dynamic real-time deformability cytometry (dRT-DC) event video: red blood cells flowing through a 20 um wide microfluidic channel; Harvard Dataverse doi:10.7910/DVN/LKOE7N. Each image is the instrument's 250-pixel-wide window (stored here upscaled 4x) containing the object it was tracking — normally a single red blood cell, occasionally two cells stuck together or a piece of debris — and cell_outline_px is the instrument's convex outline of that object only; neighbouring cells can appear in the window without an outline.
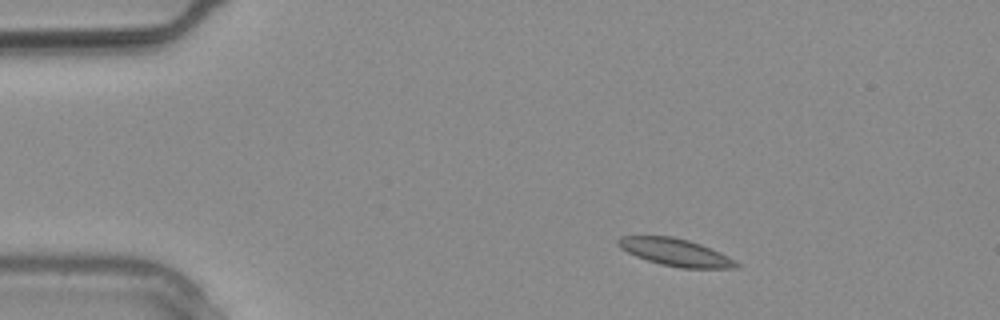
{"species": "common noctule bat (a hibernating species)", "species_latin": "Nyctalus noctula", "temperature_condition": "warm", "stored_images_in_passage": 14, "camera_frame_rate_fps": 3000, "um_per_image_px": 0.085, "animal": {"sex": "male", "body_mass_g": 20.4}, "frame": {"image": 1, "passage_image": 3, "time_ms": 0.667, "image_size_px": [1000, 320], "cell_outline_px": [[740, 268], [680, 268], [660, 264], [636, 256], [620, 248], [616, 244], [616, 240], [620, 236], [672, 236], [688, 240], [700, 244], [720, 252], [736, 260], [740, 264]], "centroid_in_image_um": [57.42, 21.45], "position_along_channel_um": 27.6, "area_um2": 18.9}}
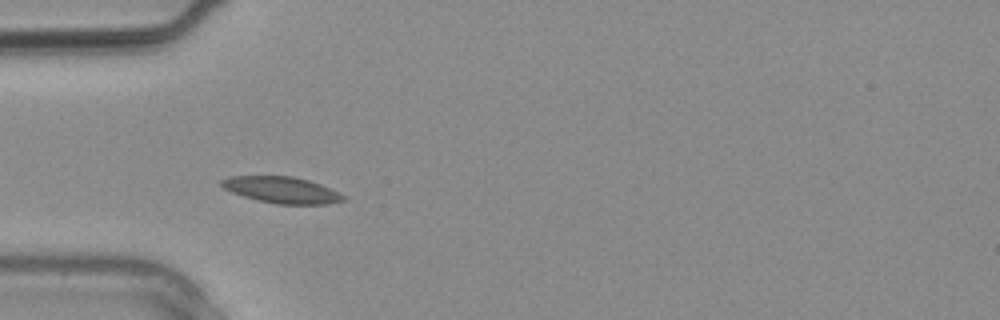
{"frame": {"image": 2, "passage_image": 7, "time_ms": 2.0, "image_size_px": [1000, 320], "cell_outline_px": [[344, 200], [324, 204], [276, 204], [256, 200], [232, 192], [224, 188], [220, 184], [220, 180], [228, 176], [292, 176], [308, 180], [320, 184], [344, 196]], "centroid_in_image_um": [23.88, 16.14], "position_along_channel_um": 61.1, "area_um2": 18.5}}